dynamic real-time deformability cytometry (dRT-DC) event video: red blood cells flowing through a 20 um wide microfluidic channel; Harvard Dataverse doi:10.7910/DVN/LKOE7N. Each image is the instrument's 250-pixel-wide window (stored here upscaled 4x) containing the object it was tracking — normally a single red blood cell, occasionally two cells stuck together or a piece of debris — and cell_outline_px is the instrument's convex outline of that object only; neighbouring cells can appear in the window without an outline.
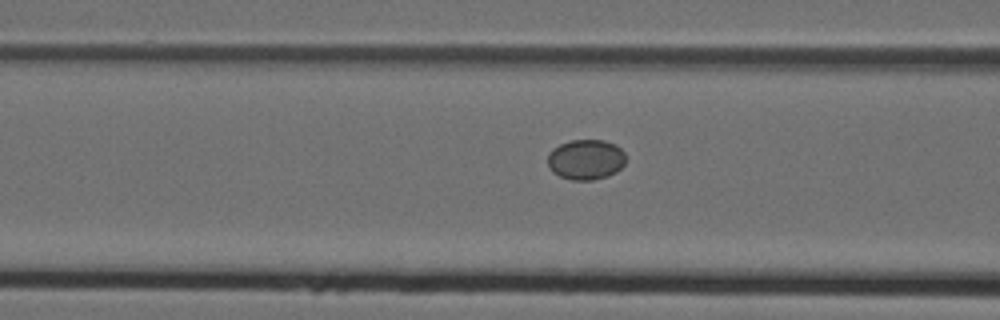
{"species": "Egyptian fruit bat (a non-hibernating species)", "species_latin": "Rousettus aegyptiacus", "temperature_condition": "cold", "stored_images_in_passage": 6, "camera_frame_rate_fps": 3000, "um_per_image_px": 0.085, "animal": {"sex": "female"}, "frame": {"image": 1, "passage_image": 4, "time_ms": 1.0, "image_size_px": [1000, 320], "cell_outline_px": [[624, 164], [616, 172], [608, 176], [592, 180], [572, 180], [560, 176], [552, 172], [548, 164], [548, 152], [552, 148], [560, 144], [572, 140], [604, 140], [616, 144], [624, 152]], "centroid_in_image_um": [49.78, 13.56], "position_along_channel_um": 116.8, "area_um2": 18.38}}
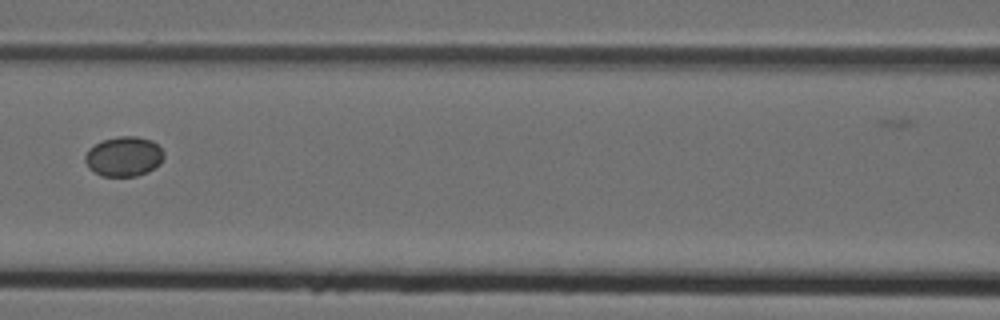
{"frame": {"image": 2, "passage_image": 5, "time_ms": 1.333, "image_size_px": [1000, 320], "cell_outline_px": [[164, 156], [160, 164], [148, 172], [136, 176], [100, 176], [88, 168], [84, 160], [84, 156], [88, 148], [104, 140], [120, 136], [136, 136], [152, 140], [164, 152]], "centroid_in_image_um": [10.51, 13.31], "position_along_channel_um": 156.1, "area_um2": 18.38}}
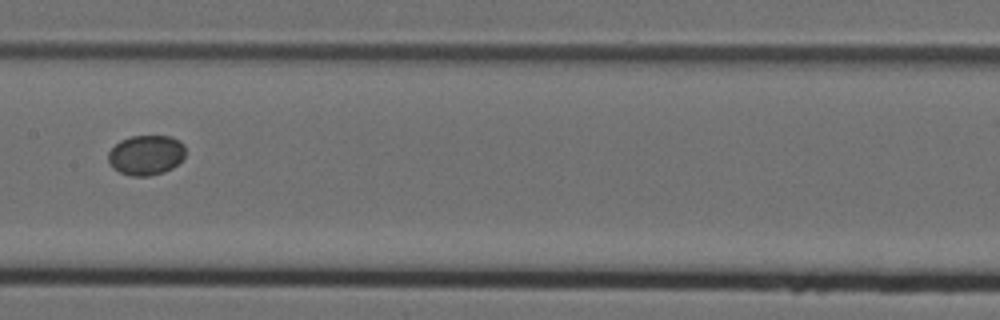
{"frame": {"image": 3, "passage_image": 6, "time_ms": 1.667, "image_size_px": [1000, 320], "cell_outline_px": [[184, 156], [172, 168], [148, 176], [132, 176], [120, 172], [112, 168], [108, 160], [108, 152], [120, 140], [132, 136], [172, 136], [180, 140], [184, 144]], "centroid_in_image_um": [12.4, 13.16], "position_along_channel_um": 195.0, "area_um2": 17.86}}